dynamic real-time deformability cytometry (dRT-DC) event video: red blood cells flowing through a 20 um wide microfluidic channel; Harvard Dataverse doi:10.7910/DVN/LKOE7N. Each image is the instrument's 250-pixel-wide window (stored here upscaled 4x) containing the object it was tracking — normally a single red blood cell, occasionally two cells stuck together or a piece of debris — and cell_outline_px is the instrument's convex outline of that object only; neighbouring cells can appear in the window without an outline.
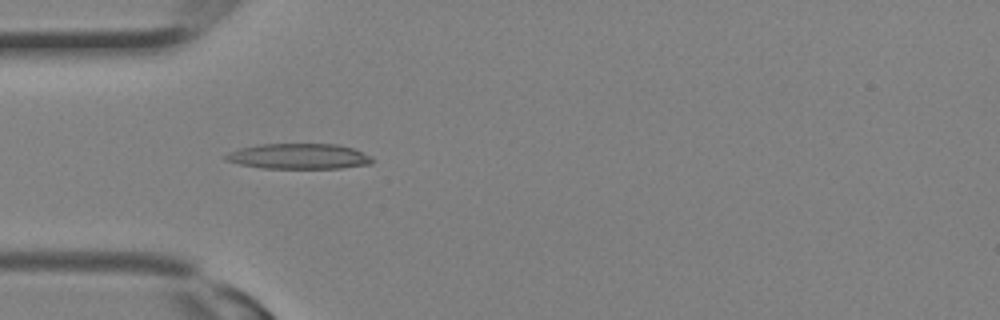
{"species": "Egyptian fruit bat (a non-hibernating species)", "species_latin": "Rousettus aegyptiacus", "temperature_condition": "room temperature", "stored_images_in_passage": 27, "camera_frame_rate_fps": 3000, "um_per_image_px": 0.085, "animal": {"sex": "female"}, "frame": {"image": 1, "passage_image": 7, "time_ms": 2.0, "image_size_px": [1000, 320], "cell_outline_px": [[372, 164], [340, 168], [264, 168], [240, 164], [224, 160], [224, 156], [228, 152], [240, 148], [260, 144], [336, 144], [352, 148], [372, 156]], "centroid_in_image_um": [25.4, 13.28], "position_along_channel_um": 59.6, "area_um2": 21.68}}
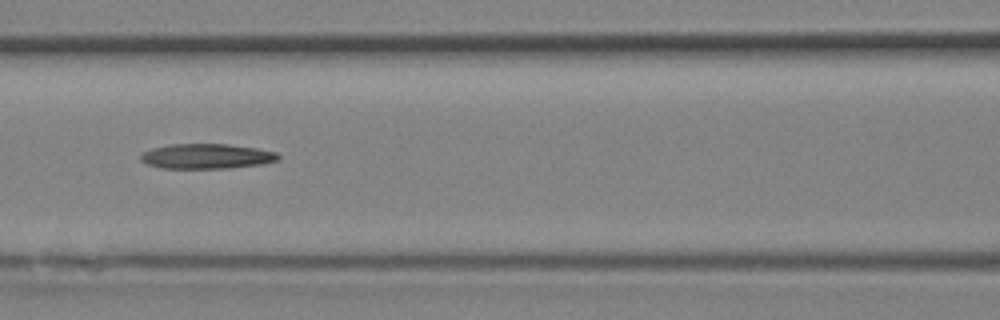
{"frame": {"image": 2, "passage_image": 11, "time_ms": 3.333, "image_size_px": [1000, 320], "cell_outline_px": [[280, 160], [260, 164], [228, 168], [164, 168], [148, 164], [140, 160], [140, 156], [144, 152], [152, 148], [168, 144], [228, 144], [256, 148], [276, 152], [280, 156]], "centroid_in_image_um": [17.57, 13.27], "position_along_channel_um": 149.0, "area_um2": 19.94}}
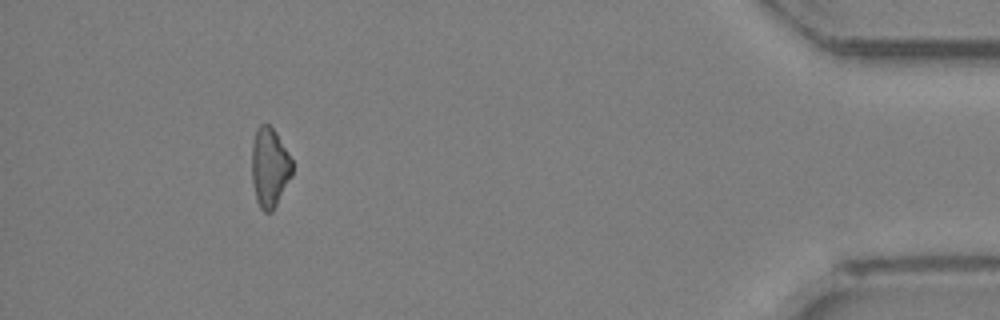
{"frame": {"image": 3, "passage_image": 25, "time_ms": 8.0, "image_size_px": [1000, 320], "cell_outline_px": [[292, 176], [272, 212], [264, 212], [260, 208], [256, 200], [252, 184], [252, 144], [256, 128], [260, 124], [268, 124], [276, 132], [288, 152], [292, 160]], "centroid_in_image_um": [22.91, 14.23], "position_along_channel_um": 412.3, "area_um2": 18.84}}